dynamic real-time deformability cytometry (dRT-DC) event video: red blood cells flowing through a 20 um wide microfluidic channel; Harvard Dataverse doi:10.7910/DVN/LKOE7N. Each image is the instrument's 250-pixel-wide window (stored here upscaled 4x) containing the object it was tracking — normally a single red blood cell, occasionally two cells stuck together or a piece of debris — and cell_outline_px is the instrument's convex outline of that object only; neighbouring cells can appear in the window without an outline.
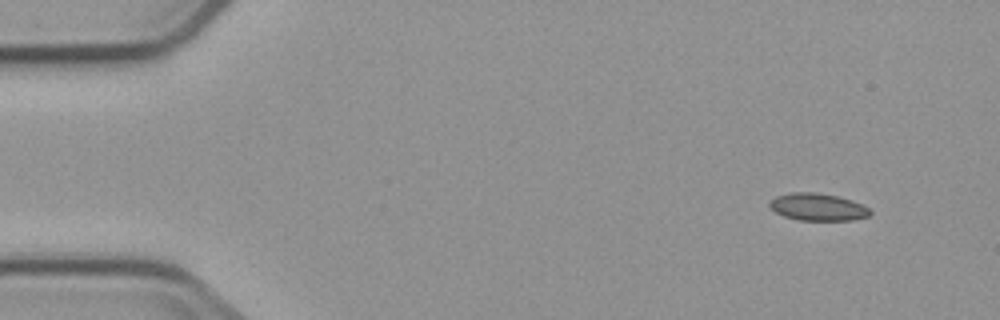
{"species": "common noctule bat (a hibernating species)", "species_latin": "Nyctalus noctula", "temperature_condition": "cold", "stored_images_in_passage": 4, "camera_frame_rate_fps": 3000, "um_per_image_px": 0.085, "animal": {"sex": "male", "body_mass_g": 23.1, "forearm_length_mm": 52.7}, "frame": {"image": 1, "passage_image": 1, "time_ms": 0.0, "image_size_px": [1000, 320], "cell_outline_px": [[872, 212], [868, 216], [852, 220], [796, 220], [784, 216], [776, 212], [768, 204], [768, 200], [776, 196], [792, 192], [816, 192], [836, 196], [852, 200], [868, 208]], "centroid_in_image_um": [69.47, 17.59], "position_along_channel_um": 15.5, "area_um2": 15.95}}
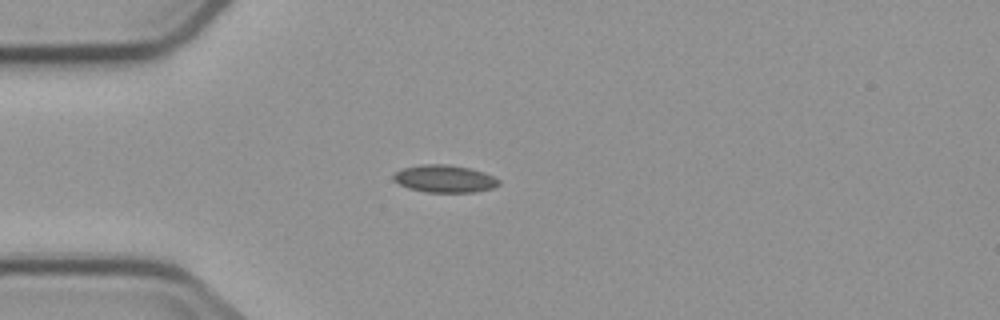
{"frame": {"image": 2, "passage_image": 4, "time_ms": 3.333, "image_size_px": [1000, 320], "cell_outline_px": [[500, 184], [492, 188], [476, 192], [424, 192], [408, 188], [392, 180], [392, 176], [400, 168], [420, 164], [448, 164], [472, 168], [484, 172], [500, 180]], "centroid_in_image_um": [37.77, 15.18], "position_along_channel_um": 47.2, "area_um2": 17.11}}